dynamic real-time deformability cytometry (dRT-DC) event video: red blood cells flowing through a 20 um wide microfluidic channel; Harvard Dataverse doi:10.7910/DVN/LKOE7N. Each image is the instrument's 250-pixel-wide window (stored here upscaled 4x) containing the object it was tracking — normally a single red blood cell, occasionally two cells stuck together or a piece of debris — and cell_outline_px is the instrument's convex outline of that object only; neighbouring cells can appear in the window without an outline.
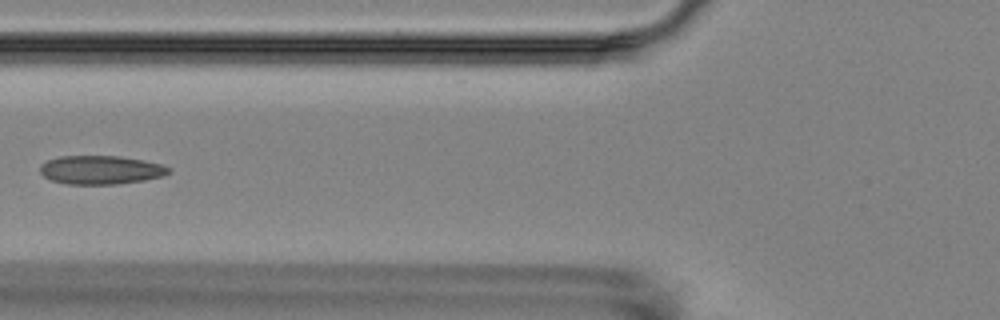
{"species": "Egyptian fruit bat (a non-hibernating species)", "species_latin": "Rousettus aegyptiacus", "temperature_condition": "room temperature", "stored_images_in_passage": 5, "camera_frame_rate_fps": 3000, "um_per_image_px": 0.085, "animal": {"sex": "female"}, "frame": {"image": 1, "passage_image": 5, "time_ms": 6.0, "image_size_px": [1000, 320], "cell_outline_px": [[172, 172], [164, 176], [144, 180], [116, 184], [68, 184], [52, 180], [44, 176], [40, 172], [40, 164], [48, 160], [60, 156], [120, 156], [144, 160], [164, 164], [172, 168]], "centroid_in_image_um": [8.63, 14.43], "position_along_channel_um": 117.2, "area_um2": 21.68}}